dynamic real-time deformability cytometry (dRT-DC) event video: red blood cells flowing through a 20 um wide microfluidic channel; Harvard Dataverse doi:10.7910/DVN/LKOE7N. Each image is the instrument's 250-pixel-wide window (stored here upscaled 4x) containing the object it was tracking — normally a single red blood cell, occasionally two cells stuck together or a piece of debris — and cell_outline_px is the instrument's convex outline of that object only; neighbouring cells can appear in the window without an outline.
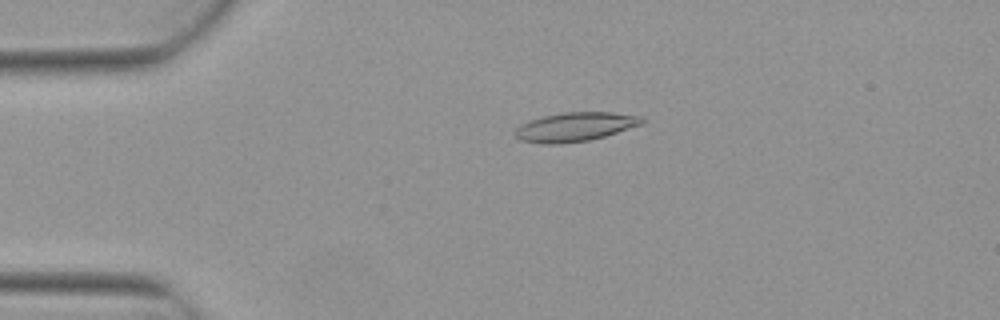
{"species": "Egyptian fruit bat (a non-hibernating species)", "species_latin": "Rousettus aegyptiacus", "temperature_condition": "warm", "stored_images_in_passage": 2, "camera_frame_rate_fps": 3000, "um_per_image_px": 0.085, "animal": {"sex": "female"}, "frame": {"image": 1, "passage_image": 1, "time_ms": 0.0, "image_size_px": [1000, 320], "cell_outline_px": [[644, 124], [604, 136], [588, 140], [560, 144], [544, 144], [520, 140], [516, 136], [516, 128], [520, 124], [544, 116], [564, 112], [612, 112], [644, 116]], "centroid_in_image_um": [48.93, 10.78], "position_along_channel_um": 36.1, "area_um2": 21.39}}